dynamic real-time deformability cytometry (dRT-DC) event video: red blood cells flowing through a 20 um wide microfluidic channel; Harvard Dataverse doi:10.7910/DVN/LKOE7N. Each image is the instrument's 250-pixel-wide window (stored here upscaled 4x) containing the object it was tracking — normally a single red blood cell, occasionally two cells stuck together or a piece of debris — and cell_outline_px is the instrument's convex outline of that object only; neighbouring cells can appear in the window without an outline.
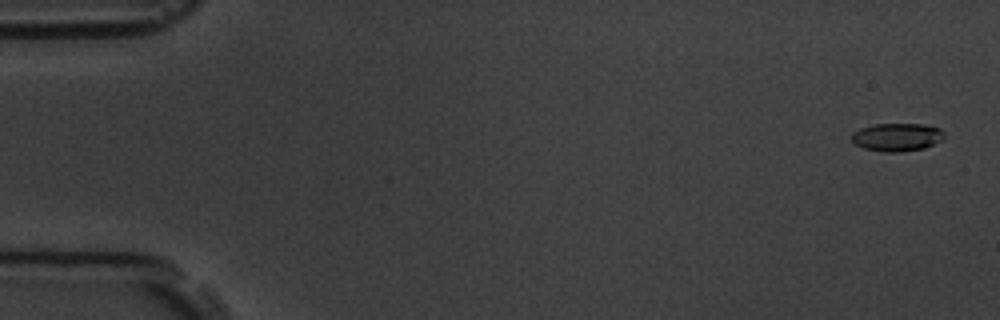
{"species": "common noctule bat (a hibernating species)", "species_latin": "Nyctalus noctula", "temperature_condition": "room temperature", "stored_images_in_passage": 7, "camera_frame_rate_fps": 3000, "um_per_image_px": 0.085, "animal": {"sex": "male", "body_mass_g": 19.5, "forearm_length_mm": 54.6}, "frame": {"image": 1, "passage_image": 1, "time_ms": 0.0, "image_size_px": [1000, 320], "cell_outline_px": [[944, 136], [940, 140], [924, 148], [900, 152], [884, 152], [864, 148], [856, 144], [852, 140], [852, 132], [860, 128], [872, 124], [924, 124], [940, 128], [944, 132]], "centroid_in_image_um": [76.23, 11.64], "position_along_channel_um": 8.8, "area_um2": 15.09}}
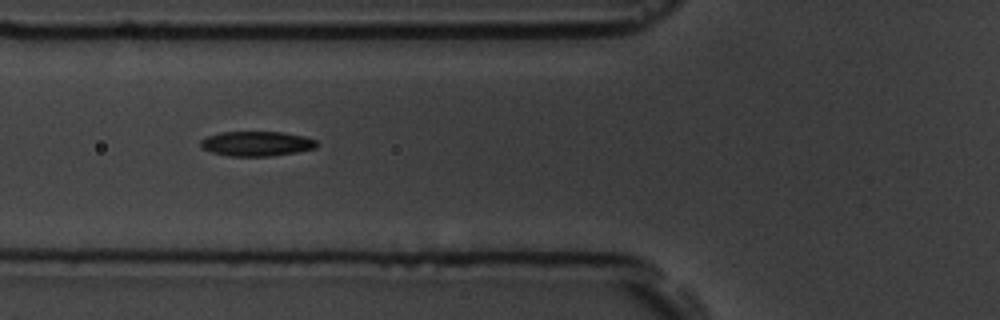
{"frame": {"image": 2, "passage_image": 6, "time_ms": 6.667, "image_size_px": [1000, 320], "cell_outline_px": [[316, 148], [296, 152], [268, 156], [228, 156], [212, 152], [200, 148], [200, 140], [208, 136], [220, 132], [284, 132], [304, 136], [316, 140]], "centroid_in_image_um": [21.78, 12.21], "position_along_channel_um": 104.0, "area_um2": 16.76}}
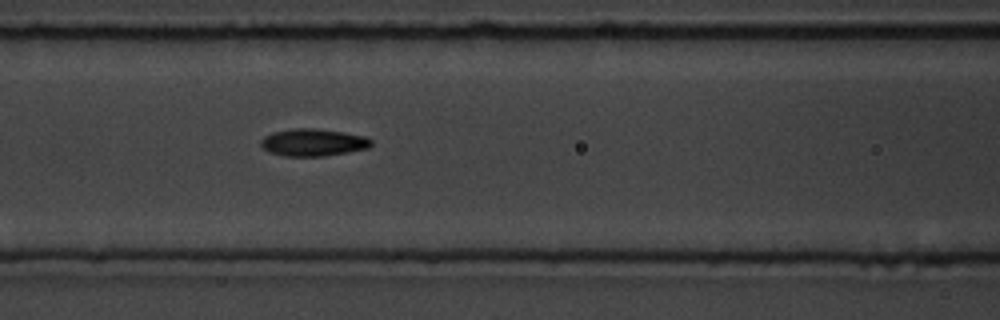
{"frame": {"image": 3, "passage_image": 7, "time_ms": 7.667, "image_size_px": [1000, 320], "cell_outline_px": [[372, 144], [368, 148], [348, 152], [324, 156], [284, 156], [268, 152], [260, 144], [260, 140], [264, 136], [272, 132], [292, 128], [312, 128], [344, 132], [364, 136], [372, 140]], "centroid_in_image_um": [26.59, 12.1], "position_along_channel_um": 140.0, "area_um2": 17.63}}